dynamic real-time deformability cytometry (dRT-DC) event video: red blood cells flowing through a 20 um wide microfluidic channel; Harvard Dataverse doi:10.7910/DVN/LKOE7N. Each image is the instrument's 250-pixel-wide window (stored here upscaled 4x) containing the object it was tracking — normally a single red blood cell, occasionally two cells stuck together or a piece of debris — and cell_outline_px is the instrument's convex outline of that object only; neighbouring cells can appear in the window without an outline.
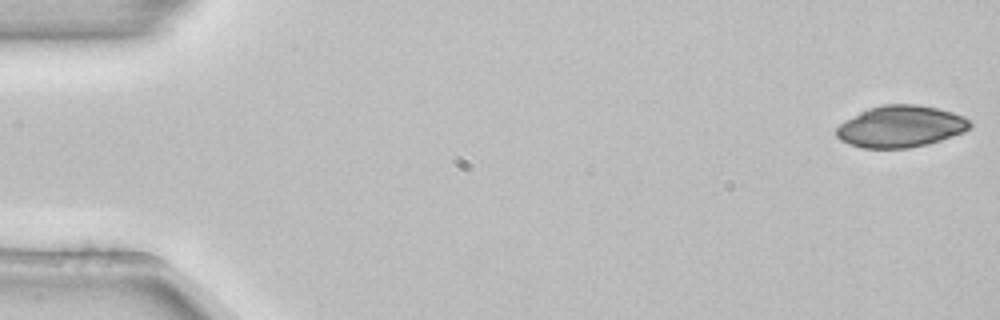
{"species": "common noctule bat (a hibernating species)", "species_latin": "Nyctalus noctula", "temperature_condition": "room temperature", "stored_images_in_passage": 4, "camera_frame_rate_fps": 3000, "um_per_image_px": 0.085, "animal": {"sex": "female", "body_mass_g": 22.7, "forearm_length_mm": 54.2}, "frame": {"image": 1, "passage_image": 1, "time_ms": 0.0, "image_size_px": [1000, 320], "cell_outline_px": [[972, 128], [964, 132], [928, 144], [908, 148], [864, 148], [848, 144], [840, 140], [836, 136], [836, 128], [840, 124], [860, 112], [868, 108], [884, 104], [920, 104], [952, 112], [964, 116], [972, 124]], "centroid_in_image_um": [76.57, 10.75], "position_along_channel_um": 8.4, "area_um2": 32.48}}